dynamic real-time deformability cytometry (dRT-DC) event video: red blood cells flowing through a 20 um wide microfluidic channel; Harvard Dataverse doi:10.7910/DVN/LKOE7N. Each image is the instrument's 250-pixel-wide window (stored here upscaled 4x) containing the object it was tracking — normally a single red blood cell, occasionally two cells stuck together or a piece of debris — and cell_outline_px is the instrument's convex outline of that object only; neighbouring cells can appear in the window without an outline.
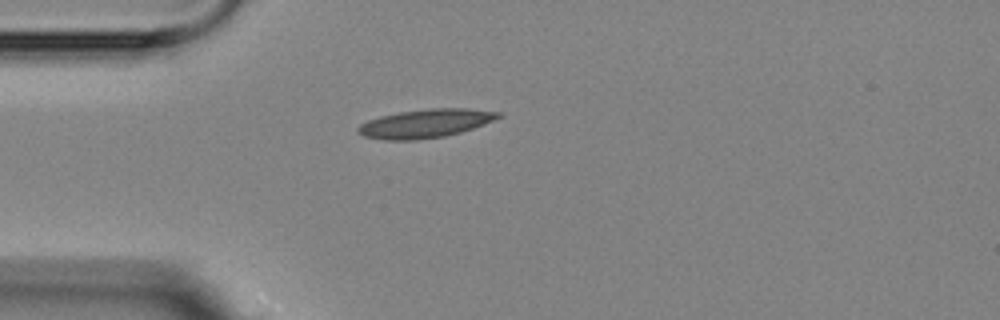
{"species": "Egyptian fruit bat (a non-hibernating species)", "species_latin": "Rousettus aegyptiacus", "temperature_condition": "room temperature", "stored_images_in_passage": 4, "camera_frame_rate_fps": 3000, "um_per_image_px": 0.085, "animal": {"sex": "female"}, "frame": {"image": 1, "passage_image": 1, "time_ms": 0.0, "image_size_px": [1000, 320], "cell_outline_px": [[504, 116], [484, 124], [460, 132], [444, 136], [416, 140], [384, 140], [364, 136], [356, 132], [356, 128], [360, 124], [368, 120], [380, 116], [400, 112], [428, 108], [468, 108], [500, 112]], "centroid_in_image_um": [36.15, 10.49], "position_along_channel_um": 48.8, "area_um2": 23.41}}
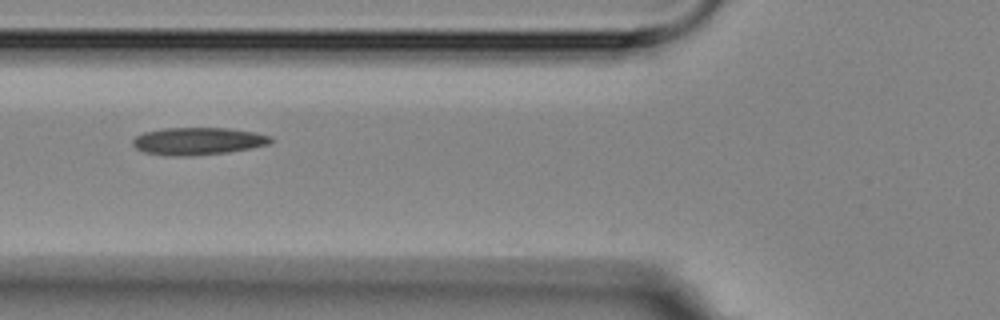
{"frame": {"image": 2, "passage_image": 3, "time_ms": 2.0, "image_size_px": [1000, 320], "cell_outline_px": [[272, 140], [268, 144], [228, 152], [188, 156], [164, 156], [144, 152], [136, 148], [132, 144], [132, 140], [136, 136], [144, 132], [164, 128], [228, 128], [256, 132], [272, 136]], "centroid_in_image_um": [16.79, 11.99], "position_along_channel_um": 109.0, "area_um2": 22.08}}
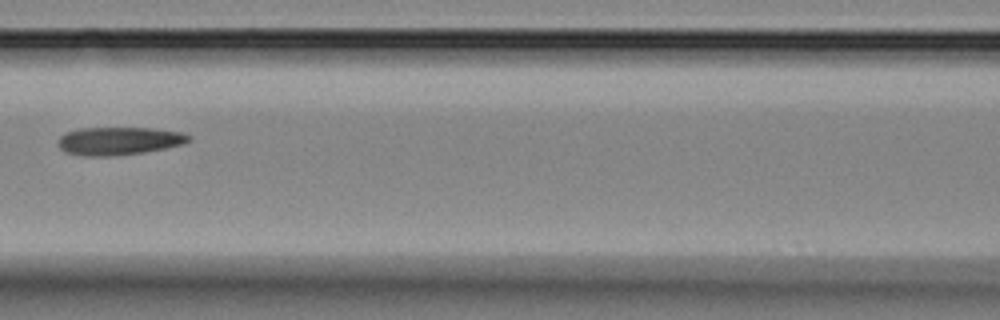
{"frame": {"image": 3, "passage_image": 4, "time_ms": 3.333, "image_size_px": [1000, 320], "cell_outline_px": [[192, 140], [184, 144], [144, 152], [112, 156], [84, 156], [64, 152], [56, 144], [56, 140], [64, 132], [80, 128], [152, 128], [180, 132], [192, 136]], "centroid_in_image_um": [10.07, 11.98], "position_along_channel_um": 156.5, "area_um2": 21.56}}